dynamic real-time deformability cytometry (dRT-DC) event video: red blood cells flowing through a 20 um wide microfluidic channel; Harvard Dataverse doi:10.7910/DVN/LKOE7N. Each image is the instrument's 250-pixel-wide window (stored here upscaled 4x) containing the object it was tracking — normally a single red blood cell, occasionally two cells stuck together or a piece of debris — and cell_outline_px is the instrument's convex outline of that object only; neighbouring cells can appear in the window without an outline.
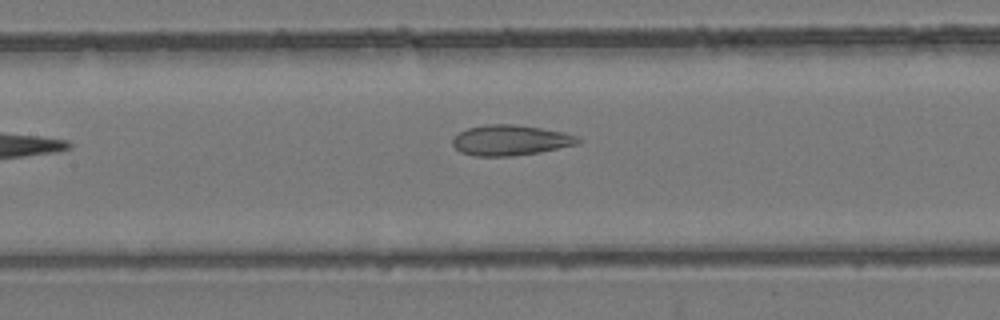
{"species": "common noctule bat (a hibernating species)", "species_latin": "Nyctalus noctula", "temperature_condition": "room temperature", "stored_images_in_passage": 6, "camera_frame_rate_fps": 3000, "um_per_image_px": 0.085, "animal": {"sex": "female", "body_mass_g": 24.6, "forearm_length_mm": 56.2}, "frame": {"image": 1, "passage_image": 5, "time_ms": 5.0, "image_size_px": [1000, 320], "cell_outline_px": [[584, 140], [580, 144], [540, 152], [512, 156], [476, 156], [460, 152], [452, 144], [452, 136], [468, 128], [484, 124], [516, 124], [564, 132], [576, 136]], "centroid_in_image_um": [43.4, 11.92], "position_along_channel_um": 164.0, "area_um2": 22.48}}